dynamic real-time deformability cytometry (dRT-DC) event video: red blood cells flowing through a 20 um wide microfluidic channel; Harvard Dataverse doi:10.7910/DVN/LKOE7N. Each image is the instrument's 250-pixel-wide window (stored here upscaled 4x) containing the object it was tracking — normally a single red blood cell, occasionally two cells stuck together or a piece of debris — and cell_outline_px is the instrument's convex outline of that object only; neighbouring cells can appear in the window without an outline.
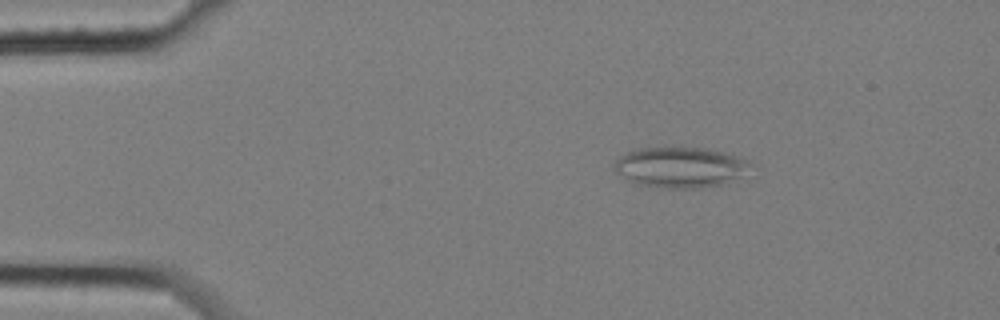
{"species": "common noctule bat (a hibernating species)", "species_latin": "Nyctalus noctula", "temperature_condition": "cold", "stored_images_in_passage": 3, "camera_frame_rate_fps": 3000, "um_per_image_px": 0.085, "animal": {"sex": "female", "body_mass_g": 25.1}, "frame": {"image": 1, "passage_image": 2, "time_ms": 0.333, "image_size_px": [1000, 320], "cell_outline_px": [[752, 164], [740, 176], [720, 184], [700, 188], [664, 188], [636, 184], [628, 180], [616, 172], [612, 168], [612, 164], [620, 156], [636, 148], [680, 144], [708, 148], [724, 152], [748, 160]], "centroid_in_image_um": [57.75, 14.16], "position_along_channel_um": 27.3, "area_um2": 33.0}}